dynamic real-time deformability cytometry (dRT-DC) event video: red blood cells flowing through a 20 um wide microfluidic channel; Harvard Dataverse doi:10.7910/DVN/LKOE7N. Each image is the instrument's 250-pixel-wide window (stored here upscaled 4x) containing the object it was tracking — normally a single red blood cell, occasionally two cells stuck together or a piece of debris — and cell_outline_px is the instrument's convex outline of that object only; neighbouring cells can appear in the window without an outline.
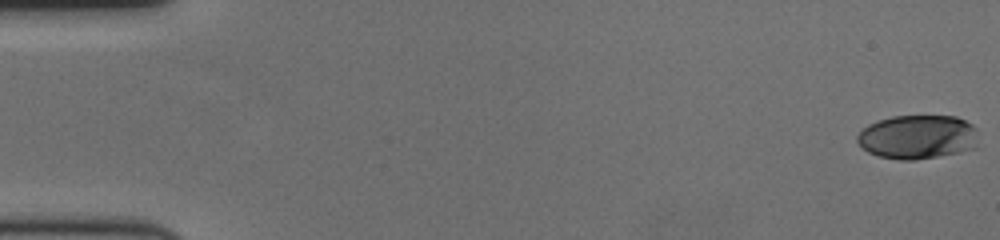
{"species": "human", "species_latin": "Homo sapiens", "temperature_condition": "cold", "stored_images_in_passage": 61, "camera_frame_rate_fps": 3000, "um_per_image_px": 0.085, "donor": {"sex": "female"}, "frame": {"image": 1, "passage_image": 1, "time_ms": 0.0, "image_size_px": [1000, 240], "cell_outline_px": [[976, 148], [916, 160], [900, 160], [880, 156], [868, 152], [856, 140], [856, 136], [868, 124], [892, 116], [956, 116], [972, 124], [976, 128]], "centroid_in_image_um": [77.99, 11.63], "position_along_channel_um": 7.0, "area_um2": 30.87}}
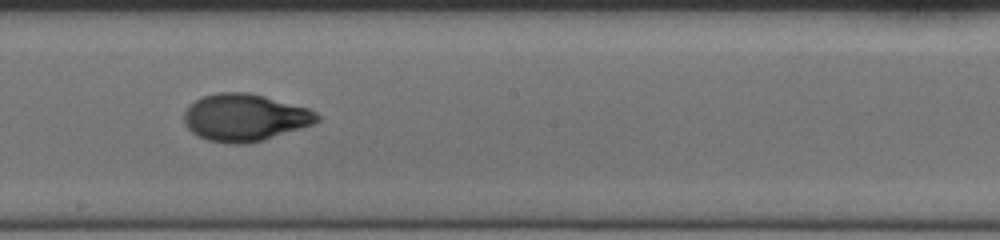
{"frame": {"image": 2, "passage_image": 35, "time_ms": 11.333, "image_size_px": [1000, 240], "cell_outline_px": [[320, 120], [312, 124], [264, 140], [248, 144], [232, 144], [208, 140], [196, 136], [184, 124], [184, 112], [188, 104], [204, 96], [220, 92], [248, 92], [264, 96], [308, 108], [316, 112], [320, 116]], "centroid_in_image_um": [20.78, 9.99], "position_along_channel_um": 227.4, "area_um2": 36.65}}
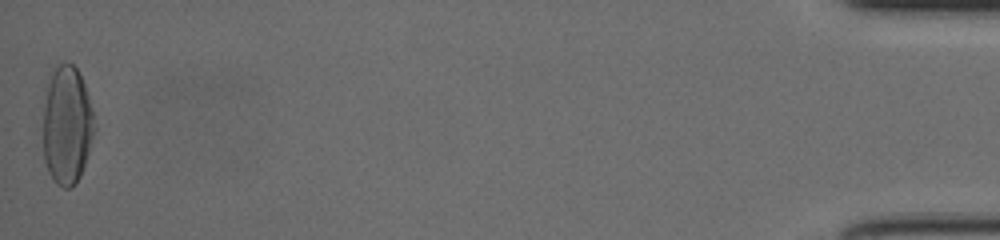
{"frame": {"image": 3, "passage_image": 61, "time_ms": 20.0, "image_size_px": [1000, 240], "cell_outline_px": [[96, 128], [80, 176], [72, 188], [64, 188], [56, 184], [52, 180], [48, 172], [44, 160], [44, 88], [56, 64], [64, 60], [72, 64], [76, 68], [84, 84], [96, 124]], "centroid_in_image_um": [5.67, 10.62], "position_along_channel_um": 429.5, "area_um2": 35.78}, "authors_computed_cell_mechanics": {"area_um2": 34.68, "velocity_mm_per_s": 3.4567, "shape_relaxation_time_tau1_ms": 4.6067, "shape_relaxation_time_tau2_ms": 1.2136, "deformation_change_tau1": 0.2032, "deformation_change_tau2": 0.0539}}